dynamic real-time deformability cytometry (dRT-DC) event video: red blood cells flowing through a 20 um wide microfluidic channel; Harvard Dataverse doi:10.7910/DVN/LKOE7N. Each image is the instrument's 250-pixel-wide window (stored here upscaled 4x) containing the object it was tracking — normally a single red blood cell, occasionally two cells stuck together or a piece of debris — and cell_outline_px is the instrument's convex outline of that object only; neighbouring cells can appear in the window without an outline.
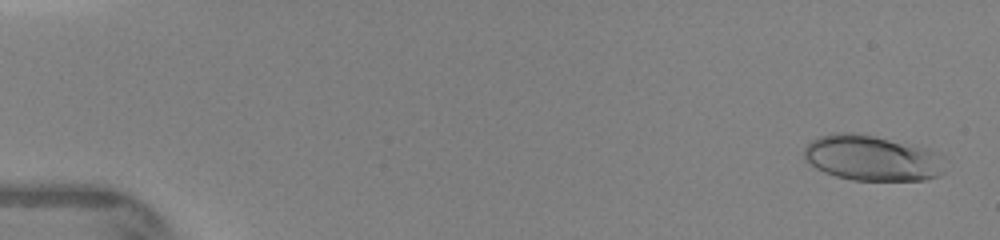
{"species": "human", "species_latin": "Homo sapiens", "temperature_condition": "warm", "stored_images_in_passage": 11, "camera_frame_rate_fps": 3000, "um_per_image_px": 0.085, "donor": {"sex": "female"}, "frame": {"image": 1, "passage_image": 1, "time_ms": 0.0, "image_size_px": [1000, 240], "cell_outline_px": [[944, 172], [940, 176], [924, 180], [852, 180], [836, 176], [824, 172], [816, 168], [804, 160], [804, 148], [812, 140], [820, 136], [832, 132], [856, 132], [928, 148], [936, 156]], "centroid_in_image_um": [74.03, 13.43], "position_along_channel_um": 11.0, "area_um2": 37.05}}